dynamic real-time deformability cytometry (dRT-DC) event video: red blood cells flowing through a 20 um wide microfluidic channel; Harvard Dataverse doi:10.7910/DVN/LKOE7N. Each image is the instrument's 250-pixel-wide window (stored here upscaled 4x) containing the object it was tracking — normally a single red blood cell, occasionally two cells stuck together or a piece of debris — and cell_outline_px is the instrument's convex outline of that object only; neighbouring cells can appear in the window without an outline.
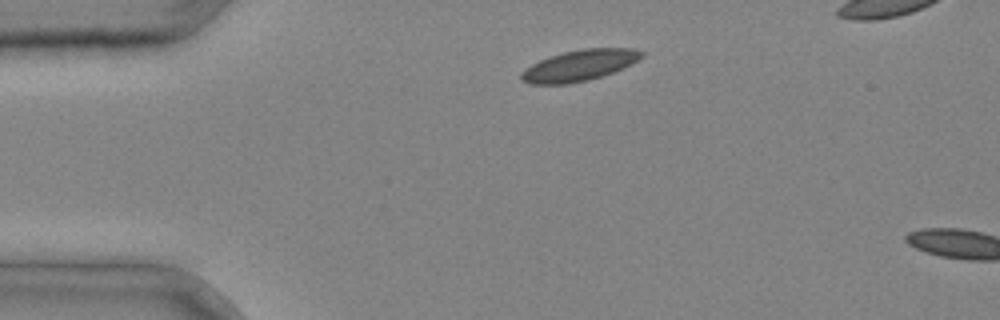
{"species": "common noctule bat (a hibernating species)", "species_latin": "Nyctalus noctula", "temperature_condition": "cold", "stored_images_in_passage": 2, "camera_frame_rate_fps": 3000, "um_per_image_px": 0.085, "animal": {"sex": "male", "body_mass_g": 20.4}, "frame": {"image": 1, "passage_image": 1, "time_ms": 0.0, "image_size_px": [1000, 320], "cell_outline_px": [[644, 56], [632, 64], [624, 68], [588, 80], [568, 84], [532, 84], [520, 80], [520, 72], [532, 64], [540, 60], [564, 52], [584, 48], [632, 48], [644, 52]], "centroid_in_image_um": [49.26, 5.56], "position_along_channel_um": 35.7, "area_um2": 21.68}}